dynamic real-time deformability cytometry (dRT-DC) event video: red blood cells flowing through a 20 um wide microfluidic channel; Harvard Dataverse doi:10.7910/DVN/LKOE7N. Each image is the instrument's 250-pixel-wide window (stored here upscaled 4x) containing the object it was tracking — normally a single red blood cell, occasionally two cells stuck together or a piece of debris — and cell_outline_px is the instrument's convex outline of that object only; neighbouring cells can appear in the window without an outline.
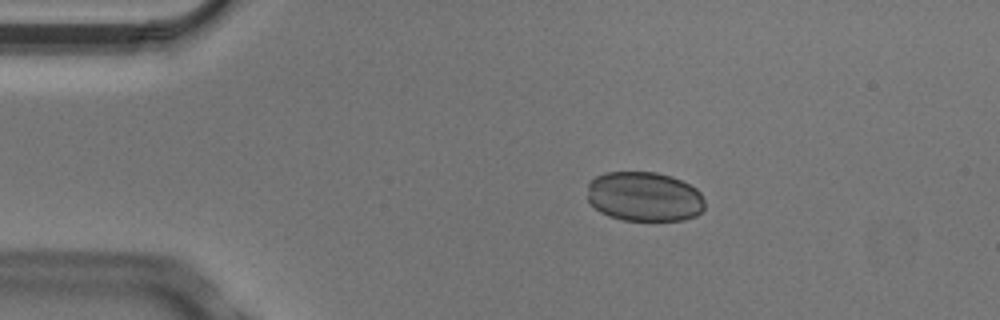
{"species": "Egyptian fruit bat (a non-hibernating species)", "species_latin": "Rousettus aegyptiacus", "temperature_condition": "cold", "stored_images_in_passage": 5, "camera_frame_rate_fps": 3000, "um_per_image_px": 0.085, "animal": {"sex": "male"}, "frame": {"image": 1, "passage_image": 3, "time_ms": 0.667, "image_size_px": [1000, 320], "cell_outline_px": [[704, 208], [696, 216], [684, 220], [624, 220], [608, 216], [600, 212], [588, 200], [588, 184], [596, 176], [604, 172], [656, 172], [672, 176], [696, 188], [700, 192], [704, 200]], "centroid_in_image_um": [54.77, 16.71], "position_along_channel_um": 30.2, "area_um2": 34.04}}